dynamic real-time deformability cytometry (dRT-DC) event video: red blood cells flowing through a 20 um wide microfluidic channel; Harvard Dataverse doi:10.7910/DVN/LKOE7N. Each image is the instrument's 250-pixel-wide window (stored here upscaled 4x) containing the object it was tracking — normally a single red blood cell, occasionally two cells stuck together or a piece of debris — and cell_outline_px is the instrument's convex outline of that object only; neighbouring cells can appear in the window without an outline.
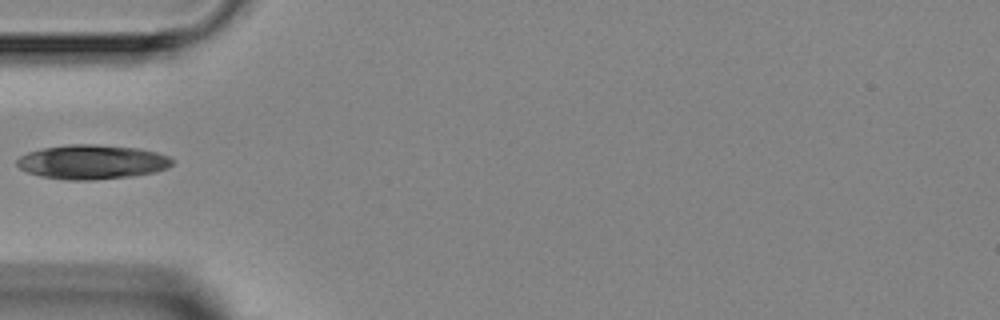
{"species": "Egyptian fruit bat (a non-hibernating species)", "species_latin": "Rousettus aegyptiacus", "temperature_condition": "room temperature", "stored_images_in_passage": 4, "camera_frame_rate_fps": 3000, "um_per_image_px": 0.085, "animal": {"sex": "female"}, "frame": {"image": 1, "passage_image": 3, "time_ms": 2.333, "image_size_px": [1000, 320], "cell_outline_px": [[172, 164], [168, 168], [156, 172], [132, 176], [92, 180], [68, 180], [40, 176], [28, 172], [20, 168], [16, 164], [16, 160], [20, 156], [28, 152], [44, 148], [68, 144], [96, 144], [136, 148], [156, 152], [168, 156], [172, 160]], "centroid_in_image_um": [7.82, 13.77], "position_along_channel_um": 77.2, "area_um2": 31.04}}
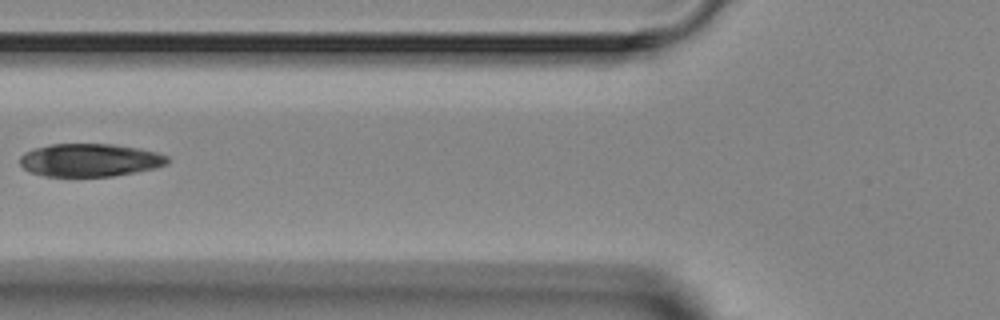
{"frame": {"image": 2, "passage_image": 4, "time_ms": 3.333, "image_size_px": [1000, 320], "cell_outline_px": [[172, 160], [168, 164], [156, 168], [136, 172], [112, 176], [44, 176], [28, 172], [20, 164], [20, 156], [24, 152], [36, 148], [52, 144], [112, 144], [140, 148], [156, 152], [168, 156]], "centroid_in_image_um": [7.67, 13.61], "position_along_channel_um": 118.1, "area_um2": 28.55}}